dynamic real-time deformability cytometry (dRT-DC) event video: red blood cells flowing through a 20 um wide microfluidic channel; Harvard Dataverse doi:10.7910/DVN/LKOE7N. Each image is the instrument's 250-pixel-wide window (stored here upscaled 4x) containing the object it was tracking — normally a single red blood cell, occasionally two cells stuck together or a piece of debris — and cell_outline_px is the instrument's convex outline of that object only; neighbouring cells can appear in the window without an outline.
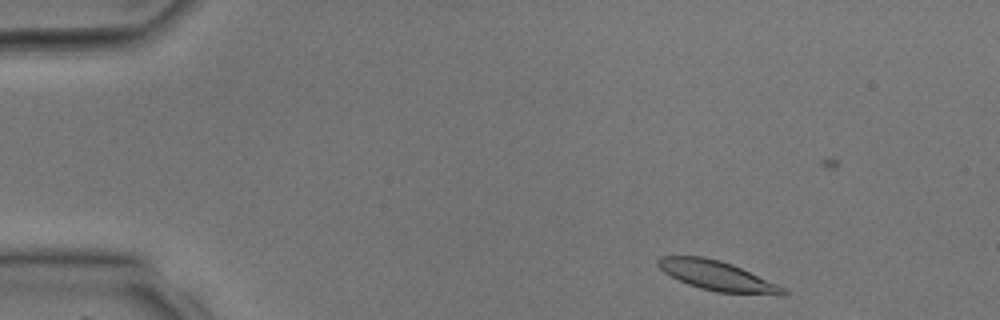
{"species": "common noctule bat (a hibernating species)", "species_latin": "Nyctalus noctula", "temperature_condition": "room temperature", "stored_images_in_passage": 7, "camera_frame_rate_fps": 3000, "um_per_image_px": 0.085, "animal": {"sex": "male", "body_mass_g": 17.9, "forearm_length_mm": 54.2}, "frame": {"image": 1, "passage_image": 2, "time_ms": 0.333, "image_size_px": [1000, 320], "cell_outline_px": [[788, 296], [780, 296], [716, 292], [700, 288], [688, 284], [664, 272], [656, 264], [656, 260], [660, 256], [704, 256], [720, 260], [732, 264], [776, 284], [784, 288], [788, 292]], "centroid_in_image_um": [60.99, 23.45], "position_along_channel_um": 24.0, "area_um2": 21.68}}